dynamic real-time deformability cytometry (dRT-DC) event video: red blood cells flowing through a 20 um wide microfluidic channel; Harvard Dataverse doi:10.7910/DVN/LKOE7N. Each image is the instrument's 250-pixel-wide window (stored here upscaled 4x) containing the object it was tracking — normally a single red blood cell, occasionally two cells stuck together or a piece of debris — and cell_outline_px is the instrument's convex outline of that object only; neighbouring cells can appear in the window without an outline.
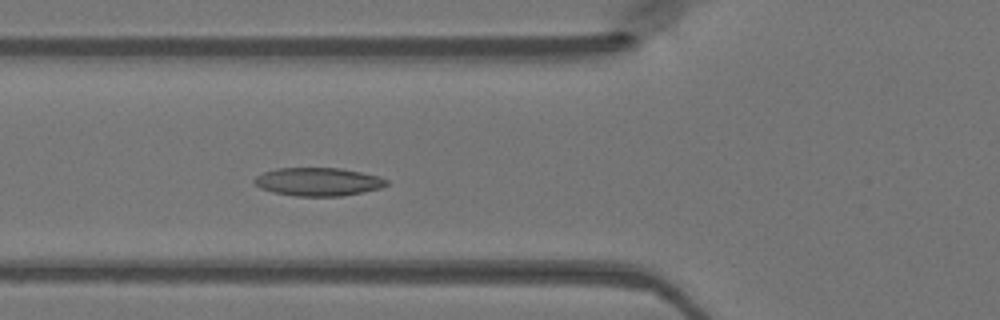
{"species": "Egyptian fruit bat (a non-hibernating species)", "species_latin": "Rousettus aegyptiacus", "temperature_condition": "warm", "stored_images_in_passage": 28, "camera_frame_rate_fps": 3000, "um_per_image_px": 0.085, "animal": {"sex": "female"}, "frame": {"image": 1, "passage_image": 13, "time_ms": 4.0, "image_size_px": [1000, 320], "cell_outline_px": [[388, 184], [380, 188], [344, 196], [296, 196], [272, 192], [260, 188], [252, 180], [256, 176], [264, 172], [276, 168], [340, 168], [360, 172], [376, 176], [388, 180]], "centroid_in_image_um": [27.01, 15.45], "position_along_channel_um": 98.8, "area_um2": 21.68}}
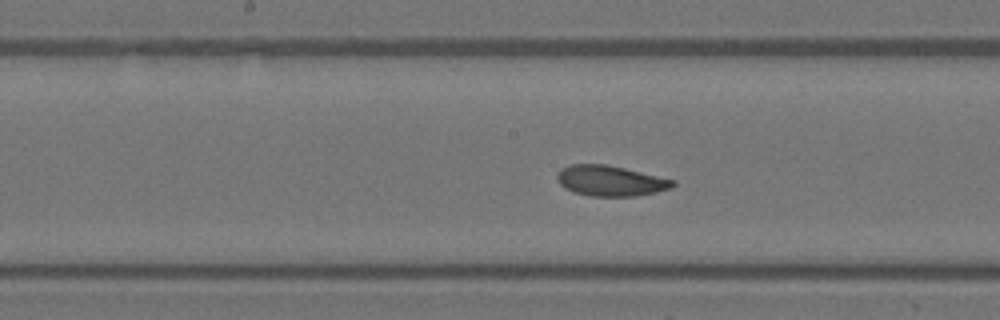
{"frame": {"image": 2, "passage_image": 20, "time_ms": 6.333, "image_size_px": [1000, 320], "cell_outline_px": [[676, 184], [672, 188], [656, 192], [636, 196], [592, 196], [572, 192], [564, 188], [556, 180], [556, 176], [560, 168], [572, 164], [604, 164], [624, 168], [676, 180]], "centroid_in_image_um": [51.87, 15.37], "position_along_channel_um": 196.3, "area_um2": 20.69}}
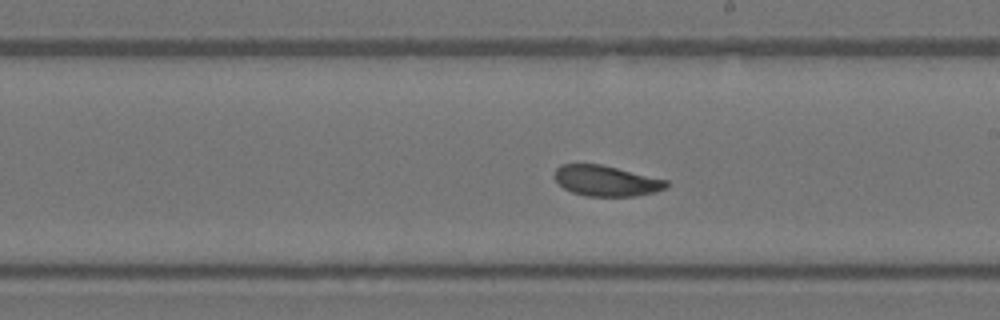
{"frame": {"image": 3, "passage_image": 23, "time_ms": 7.333, "image_size_px": [1000, 320], "cell_outline_px": [[668, 188], [656, 192], [636, 196], [584, 196], [572, 192], [564, 188], [552, 176], [556, 168], [560, 164], [600, 164], [668, 180]], "centroid_in_image_um": [51.52, 15.37], "position_along_channel_um": 237.5, "area_um2": 20.06}}